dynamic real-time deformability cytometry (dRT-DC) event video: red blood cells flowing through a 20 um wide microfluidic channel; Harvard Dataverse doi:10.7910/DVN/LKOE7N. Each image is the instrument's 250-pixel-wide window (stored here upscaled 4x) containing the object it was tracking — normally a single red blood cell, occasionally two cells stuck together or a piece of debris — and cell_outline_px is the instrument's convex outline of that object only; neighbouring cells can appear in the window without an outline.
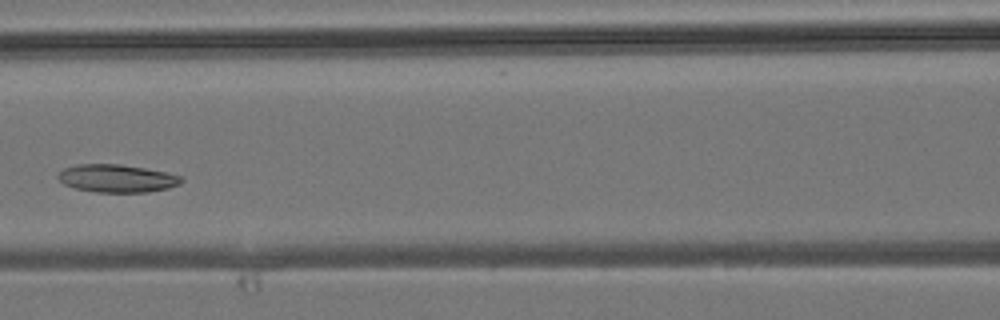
{"species": "common noctule bat (a hibernating species)", "species_latin": "Nyctalus noctula", "temperature_condition": "room temperature", "stored_images_in_passage": 4, "camera_frame_rate_fps": 3000, "um_per_image_px": 0.085, "animal": {"sex": "male", "body_mass_g": 19.2, "forearm_length_mm": 51.8}, "frame": {"image": 1, "passage_image": 4, "time_ms": 4.333, "image_size_px": [1000, 320], "cell_outline_px": [[184, 180], [180, 184], [168, 188], [148, 192], [96, 192], [76, 188], [64, 184], [56, 176], [64, 168], [76, 164], [120, 164], [144, 168], [164, 172], [180, 176]], "centroid_in_image_um": [9.93, 15.16], "position_along_channel_um": 156.7, "area_um2": 19.88}}